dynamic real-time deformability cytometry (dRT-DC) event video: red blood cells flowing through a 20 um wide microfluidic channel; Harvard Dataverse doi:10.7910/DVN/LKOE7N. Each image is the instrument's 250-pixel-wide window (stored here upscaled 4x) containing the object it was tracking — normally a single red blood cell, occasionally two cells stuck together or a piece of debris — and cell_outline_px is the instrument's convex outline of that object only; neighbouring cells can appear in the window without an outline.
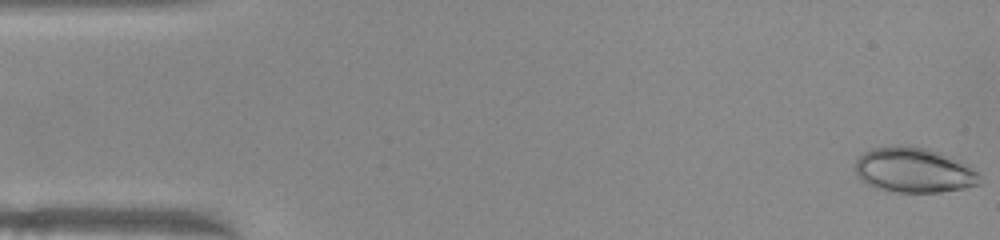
{"species": "common noctule bat (a hibernating species)", "species_latin": "Nyctalus noctula", "temperature_condition": "warm", "stored_images_in_passage": 51, "camera_frame_rate_fps": 3000, "um_per_image_px": 0.085, "animal": {"sex": "female", "body_mass_g": 22.0, "forearm_length_mm": 56.7}, "frame": {"image": 1, "passage_image": 1, "time_ms": 0.0, "image_size_px": [1000, 240], "cell_outline_px": [[980, 184], [964, 188], [940, 192], [896, 192], [876, 188], [860, 180], [856, 172], [856, 160], [864, 152], [872, 148], [892, 144], [908, 144], [928, 148], [940, 152], [960, 160], [976, 172], [980, 176]], "centroid_in_image_um": [77.66, 14.43], "position_along_channel_um": 7.3, "area_um2": 33.0}}
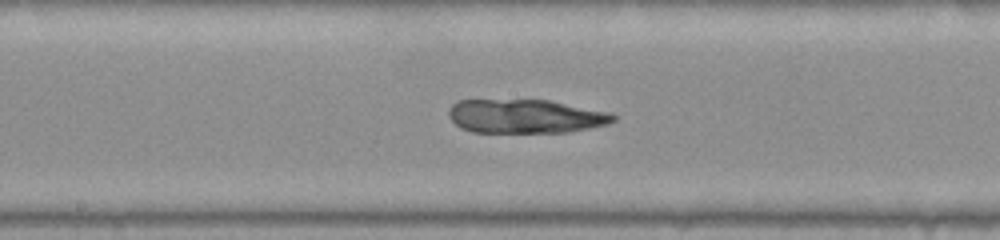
{"frame": {"image": 2, "passage_image": 26, "time_ms": 8.333, "image_size_px": [1000, 240], "cell_outline_px": [[616, 120], [608, 124], [568, 132], [472, 132], [460, 128], [448, 116], [448, 108], [452, 104], [460, 100], [548, 100], [612, 112], [616, 116]], "centroid_in_image_um": [44.67, 9.88], "position_along_channel_um": 203.5, "area_um2": 32.6}}
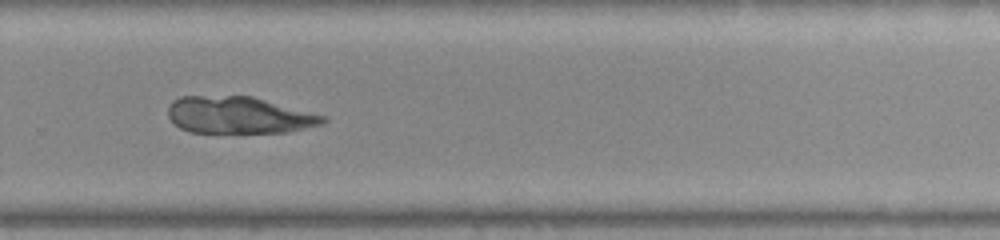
{"frame": {"image": 3, "passage_image": 34, "time_ms": 11.0, "image_size_px": [1000, 240], "cell_outline_px": [[328, 120], [324, 124], [288, 132], [188, 132], [180, 128], [168, 116], [168, 108], [172, 100], [180, 96], [252, 96], [328, 116]], "centroid_in_image_um": [20.34, 9.78], "position_along_channel_um": 309.5, "area_um2": 33.47}}